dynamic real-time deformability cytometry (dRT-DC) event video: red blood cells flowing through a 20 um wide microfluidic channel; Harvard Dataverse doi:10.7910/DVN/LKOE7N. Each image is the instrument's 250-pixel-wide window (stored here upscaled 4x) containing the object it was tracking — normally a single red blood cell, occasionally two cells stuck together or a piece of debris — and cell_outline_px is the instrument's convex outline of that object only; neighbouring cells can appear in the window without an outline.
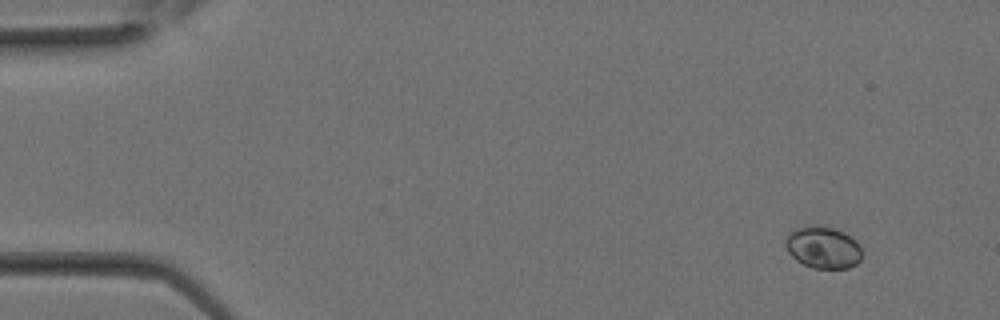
{"species": "Egyptian fruit bat (a non-hibernating species)", "species_latin": "Rousettus aegyptiacus", "temperature_condition": "room temperature", "stored_images_in_passage": 29, "camera_frame_rate_fps": 3000, "um_per_image_px": 0.085, "animal": {"sex": "female"}, "frame": {"image": 1, "passage_image": 1, "time_ms": 0.0, "image_size_px": [1000, 320], "cell_outline_px": [[860, 260], [856, 264], [848, 268], [812, 268], [796, 260], [788, 252], [784, 244], [784, 240], [788, 232], [796, 228], [816, 224], [832, 228], [844, 232], [856, 240], [860, 244]], "centroid_in_image_um": [69.92, 21.02], "position_along_channel_um": 15.1, "area_um2": 18.84}}
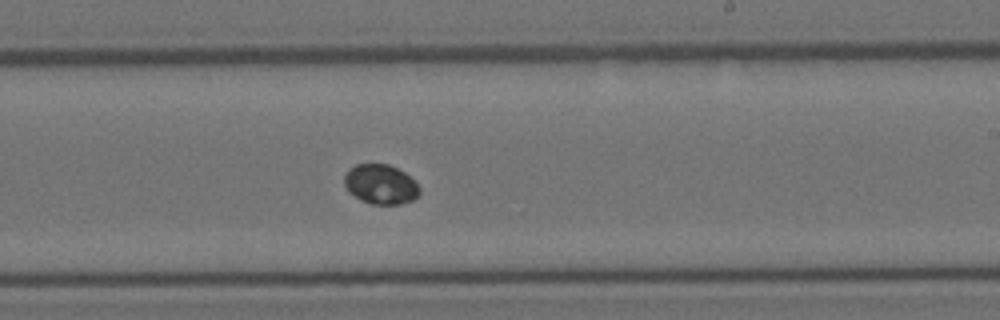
{"frame": {"image": 2, "passage_image": 17, "time_ms": 5.333, "image_size_px": [1000, 320], "cell_outline_px": [[420, 196], [412, 200], [400, 204], [372, 204], [360, 200], [348, 192], [344, 184], [344, 176], [348, 168], [356, 164], [388, 164], [404, 172], [420, 188]], "centroid_in_image_um": [32.32, 15.67], "position_along_channel_um": 256.7, "area_um2": 17.46}}
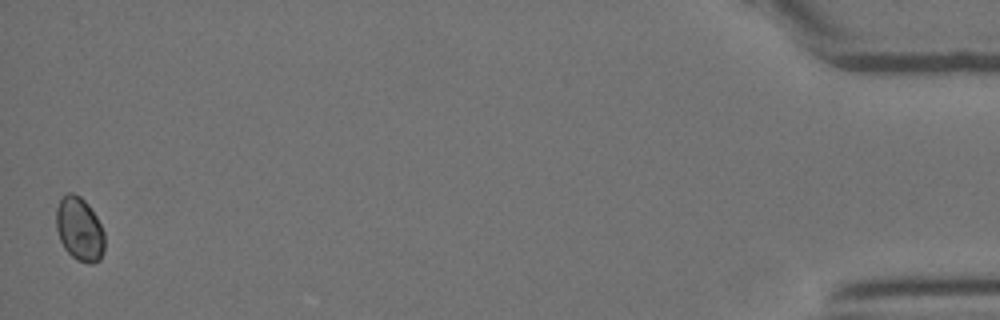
{"frame": {"image": 3, "passage_image": 29, "time_ms": 9.333, "image_size_px": [1000, 320], "cell_outline_px": [[104, 252], [100, 260], [92, 264], [88, 264], [76, 260], [64, 248], [60, 240], [56, 228], [56, 208], [60, 200], [68, 192], [72, 192], [80, 196], [88, 204], [96, 216], [104, 232]], "centroid_in_image_um": [6.76, 19.49], "position_along_channel_um": 428.4, "area_um2": 18.09}}